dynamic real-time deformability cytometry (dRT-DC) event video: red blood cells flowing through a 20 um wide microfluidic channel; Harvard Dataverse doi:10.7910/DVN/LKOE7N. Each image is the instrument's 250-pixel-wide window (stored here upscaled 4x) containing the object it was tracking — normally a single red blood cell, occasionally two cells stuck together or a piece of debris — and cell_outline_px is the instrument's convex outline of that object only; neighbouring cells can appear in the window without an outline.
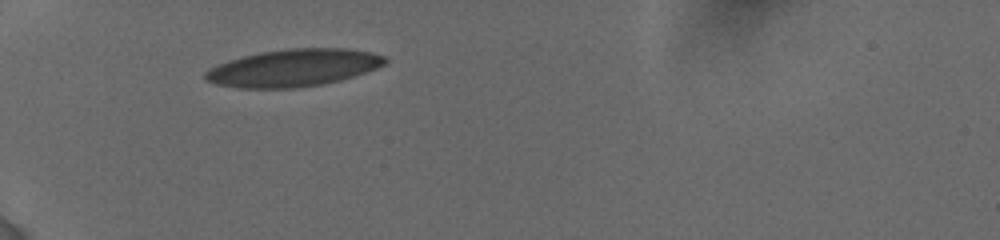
{"species": "human", "species_latin": "Homo sapiens", "temperature_condition": "cold", "stored_images_in_passage": 31, "camera_frame_rate_fps": 3000, "um_per_image_px": 0.085, "donor": {"sex": "female"}, "frame": {"image": 1, "passage_image": 1, "time_ms": 0.0, "image_size_px": [1000, 240], "cell_outline_px": [[388, 60], [384, 64], [376, 68], [340, 80], [320, 84], [296, 88], [236, 88], [216, 84], [204, 80], [204, 72], [220, 64], [244, 56], [260, 52], [288, 48], [348, 48], [368, 52], [384, 56]], "centroid_in_image_um": [24.92, 5.77], "position_along_channel_um": 60.1, "area_um2": 38.73}}
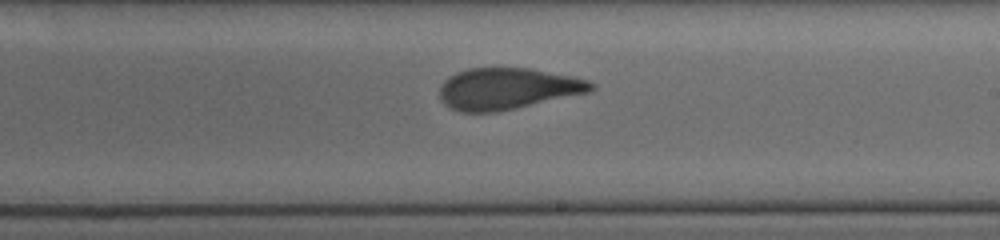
{"frame": {"image": 2, "passage_image": 15, "time_ms": 5.333, "image_size_px": [1000, 240], "cell_outline_px": [[596, 88], [588, 92], [516, 108], [496, 112], [464, 112], [452, 108], [444, 104], [440, 100], [440, 84], [448, 76], [456, 72], [468, 68], [528, 68], [572, 76], [588, 80], [596, 84]], "centroid_in_image_um": [43.11, 7.53], "position_along_channel_um": 245.9, "area_um2": 36.53}}
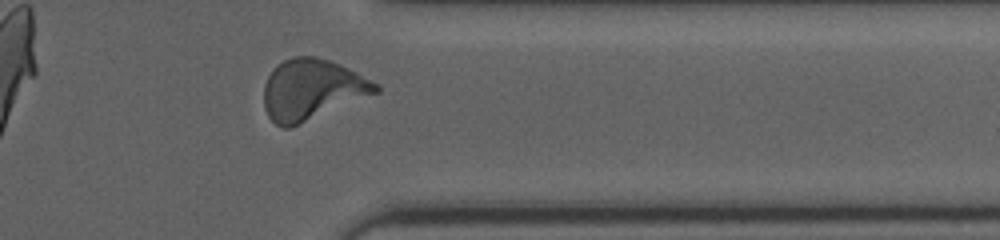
{"frame": {"image": 3, "passage_image": 26, "time_ms": 9.0, "image_size_px": [1000, 240], "cell_outline_px": [[380, 92], [292, 128], [284, 128], [276, 124], [268, 116], [264, 108], [264, 84], [268, 76], [276, 64], [292, 56], [316, 56], [332, 60], [380, 84]], "centroid_in_image_um": [26.53, 7.62], "position_along_channel_um": 384.9, "area_um2": 40.11}, "authors_computed_cell_mechanics": {"area_um2": 37.2232, "velocity_mm_per_s": 3.8278, "shape_relaxation_time_tau1_ms": 9.6927, "shape_relaxation_time_tau2_ms": 0.8316, "deformation_change_tau1": 0.2535, "deformation_change_tau2": 0.0614}}